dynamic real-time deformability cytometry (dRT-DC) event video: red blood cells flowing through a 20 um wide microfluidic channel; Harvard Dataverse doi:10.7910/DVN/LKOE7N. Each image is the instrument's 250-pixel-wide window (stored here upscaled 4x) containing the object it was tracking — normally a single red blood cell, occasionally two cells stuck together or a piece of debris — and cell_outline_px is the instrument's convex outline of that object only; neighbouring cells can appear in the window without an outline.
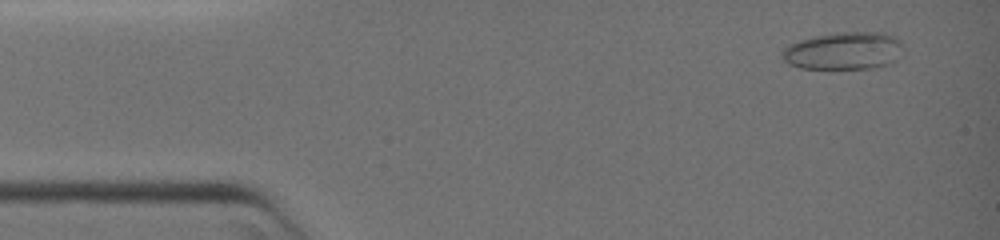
{"species": "common noctule bat (a hibernating species)", "species_latin": "Nyctalus noctula", "temperature_condition": "warm", "stored_images_in_passage": 52, "camera_frame_rate_fps": 3000, "um_per_image_px": 0.085, "animal": {"sex": "female", "body_mass_g": 19.0, "forearm_length_mm": 51.5}, "frame": {"image": 1, "passage_image": 3, "time_ms": 0.667, "image_size_px": [1000, 240], "cell_outline_px": [[904, 48], [900, 56], [892, 64], [872, 68], [828, 72], [800, 68], [788, 64], [780, 56], [780, 52], [788, 44], [812, 36], [836, 32], [884, 32], [896, 36], [904, 44]], "centroid_in_image_um": [71.71, 4.37], "position_along_channel_um": 13.3, "area_um2": 28.15}}
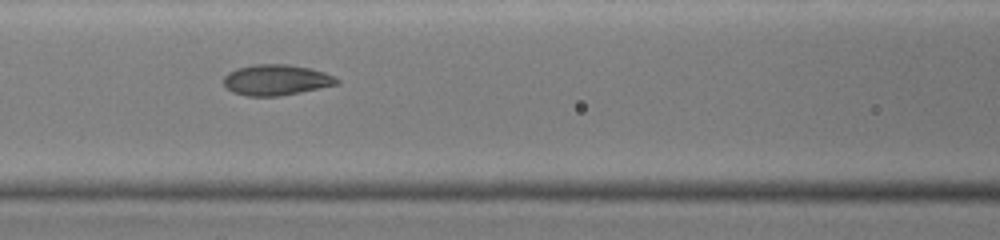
{"frame": {"image": 2, "passage_image": 29, "time_ms": 9.333, "image_size_px": [1000, 240], "cell_outline_px": [[340, 80], [336, 84], [300, 92], [280, 96], [248, 96], [232, 92], [224, 84], [224, 76], [228, 72], [236, 68], [256, 64], [288, 64], [308, 68], [324, 72]], "centroid_in_image_um": [23.43, 6.79], "position_along_channel_um": 143.2, "area_um2": 20.06}}
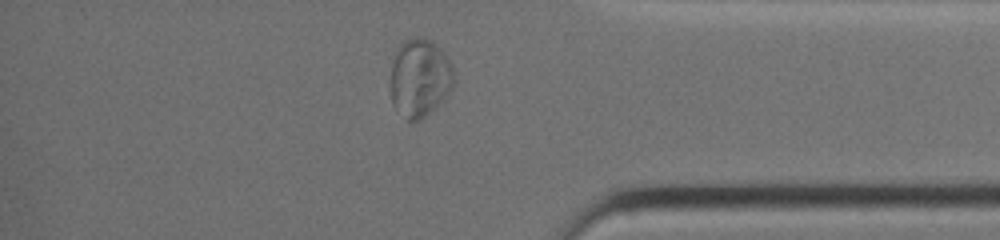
{"frame": {"image": 3, "passage_image": 47, "time_ms": 15.333, "image_size_px": [1000, 240], "cell_outline_px": [[452, 88], [444, 100], [424, 116], [416, 120], [408, 120], [392, 104], [388, 88], [388, 80], [396, 48], [404, 40], [416, 36], [424, 36], [432, 40], [444, 52], [452, 68]], "centroid_in_image_um": [35.62, 6.58], "position_along_channel_um": 399.6, "area_um2": 29.25}}